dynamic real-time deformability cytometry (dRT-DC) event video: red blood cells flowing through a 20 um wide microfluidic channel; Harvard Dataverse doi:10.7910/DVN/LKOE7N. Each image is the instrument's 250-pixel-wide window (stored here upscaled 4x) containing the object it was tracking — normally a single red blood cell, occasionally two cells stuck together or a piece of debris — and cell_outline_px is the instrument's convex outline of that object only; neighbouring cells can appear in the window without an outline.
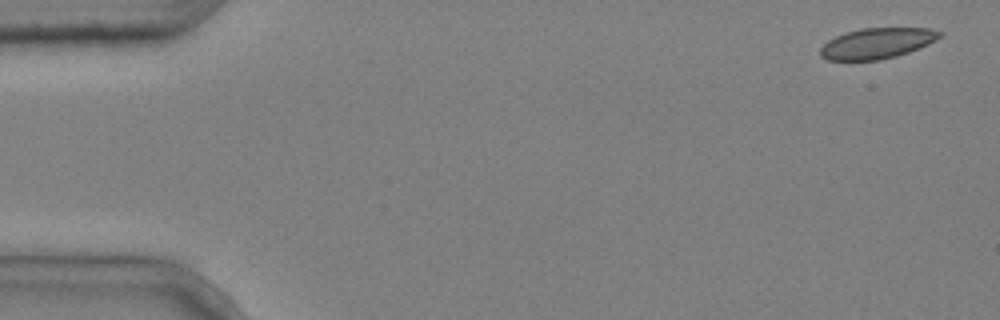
{"species": "common noctule bat (a hibernating species)", "species_latin": "Nyctalus noctula", "temperature_condition": "cold", "stored_images_in_passage": 5, "camera_frame_rate_fps": 3000, "um_per_image_px": 0.085, "animal": {"sex": "male", "body_mass_g": 20.4}, "frame": {"image": 1, "passage_image": 1, "time_ms": 0.0, "image_size_px": [1000, 320], "cell_outline_px": [[944, 36], [920, 48], [896, 56], [880, 60], [828, 60], [820, 56], [820, 48], [828, 40], [844, 32], [860, 28], [932, 28], [944, 32]], "centroid_in_image_um": [74.58, 3.67], "position_along_channel_um": 10.4, "area_um2": 21.56}}
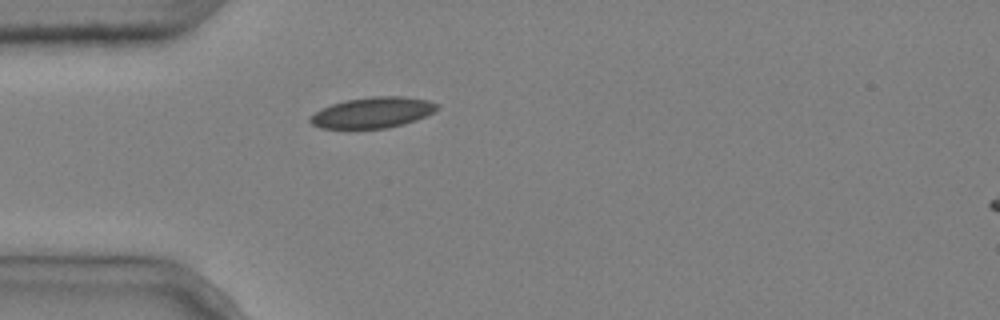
{"frame": {"image": 2, "passage_image": 4, "time_ms": 1.0, "image_size_px": [1000, 320], "cell_outline_px": [[440, 108], [416, 120], [404, 124], [388, 128], [320, 128], [312, 124], [308, 120], [308, 116], [332, 104], [344, 100], [372, 96], [404, 96], [428, 100], [440, 104]], "centroid_in_image_um": [31.69, 9.56], "position_along_channel_um": 53.3, "area_um2": 22.83}}